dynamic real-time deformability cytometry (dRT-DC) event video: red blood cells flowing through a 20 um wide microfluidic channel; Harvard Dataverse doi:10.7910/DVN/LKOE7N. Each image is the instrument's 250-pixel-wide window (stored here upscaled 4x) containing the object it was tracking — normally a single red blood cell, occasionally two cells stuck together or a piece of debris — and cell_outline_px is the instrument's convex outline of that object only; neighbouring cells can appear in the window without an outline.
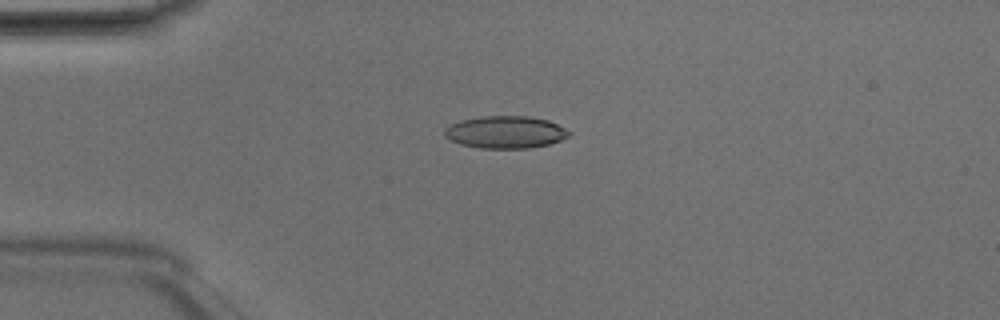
{"species": "Egyptian fruit bat (a non-hibernating species)", "species_latin": "Rousettus aegyptiacus", "temperature_condition": "room temperature", "stored_images_in_passage": 8, "camera_frame_rate_fps": 3000, "um_per_image_px": 0.085, "animal": {"sex": "male"}, "frame": {"image": 1, "passage_image": 4, "time_ms": 1.0, "image_size_px": [1000, 320], "cell_outline_px": [[572, 136], [548, 144], [528, 148], [480, 148], [460, 144], [444, 136], [444, 128], [448, 124], [460, 120], [480, 116], [528, 116], [548, 120], [572, 132]], "centroid_in_image_um": [42.94, 11.22], "position_along_channel_um": 42.1, "area_um2": 23.58}}
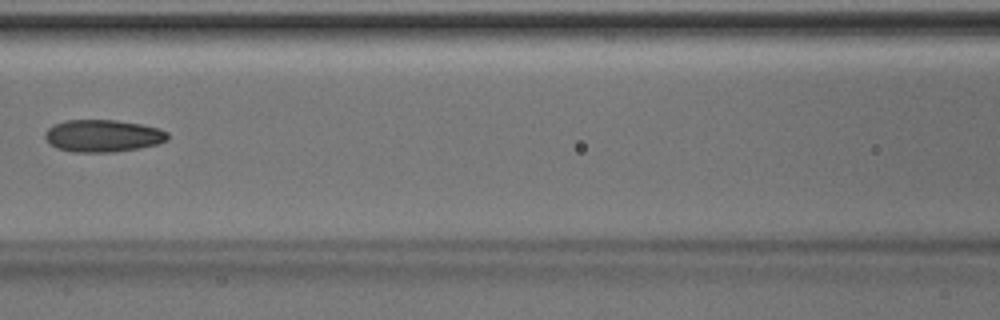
{"frame": {"image": 2, "passage_image": 7, "time_ms": 2.0, "image_size_px": [1000, 320], "cell_outline_px": [[168, 140], [156, 144], [140, 148], [112, 152], [72, 152], [56, 148], [48, 144], [44, 136], [44, 132], [52, 124], [64, 120], [116, 120], [140, 124], [160, 128], [168, 132]], "centroid_in_image_um": [8.7, 11.54], "position_along_channel_um": 157.9, "area_um2": 23.35}}